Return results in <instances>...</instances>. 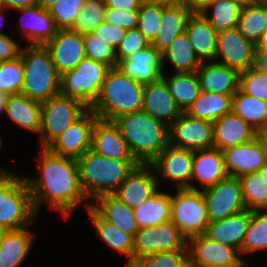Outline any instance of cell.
Instances as JSON below:
<instances>
[{"mask_svg": "<svg viewBox=\"0 0 267 267\" xmlns=\"http://www.w3.org/2000/svg\"><path fill=\"white\" fill-rule=\"evenodd\" d=\"M41 150L37 164L41 176L35 179L25 176L34 209L38 214L40 206L47 202L68 219L72 210L88 199L80 183L77 159L56 155L48 148Z\"/></svg>", "mask_w": 267, "mask_h": 267, "instance_id": "6da1fadb", "label": "cell"}, {"mask_svg": "<svg viewBox=\"0 0 267 267\" xmlns=\"http://www.w3.org/2000/svg\"><path fill=\"white\" fill-rule=\"evenodd\" d=\"M139 164H150L169 144L168 126L143 110L113 120Z\"/></svg>", "mask_w": 267, "mask_h": 267, "instance_id": "7a4b0ae2", "label": "cell"}, {"mask_svg": "<svg viewBox=\"0 0 267 267\" xmlns=\"http://www.w3.org/2000/svg\"><path fill=\"white\" fill-rule=\"evenodd\" d=\"M80 183L87 198L113 194L132 170L136 160L106 158L91 149L77 158Z\"/></svg>", "mask_w": 267, "mask_h": 267, "instance_id": "3957f363", "label": "cell"}, {"mask_svg": "<svg viewBox=\"0 0 267 267\" xmlns=\"http://www.w3.org/2000/svg\"><path fill=\"white\" fill-rule=\"evenodd\" d=\"M144 85L111 68L102 84L100 94L90 107L102 120L113 121L121 115L142 110Z\"/></svg>", "mask_w": 267, "mask_h": 267, "instance_id": "277c9868", "label": "cell"}, {"mask_svg": "<svg viewBox=\"0 0 267 267\" xmlns=\"http://www.w3.org/2000/svg\"><path fill=\"white\" fill-rule=\"evenodd\" d=\"M19 56L24 73L22 95L44 102L60 94V75L45 46L28 45L21 49Z\"/></svg>", "mask_w": 267, "mask_h": 267, "instance_id": "5b68a950", "label": "cell"}, {"mask_svg": "<svg viewBox=\"0 0 267 267\" xmlns=\"http://www.w3.org/2000/svg\"><path fill=\"white\" fill-rule=\"evenodd\" d=\"M37 215L25 176L3 172L0 175V225L7 230L29 227Z\"/></svg>", "mask_w": 267, "mask_h": 267, "instance_id": "8992f818", "label": "cell"}, {"mask_svg": "<svg viewBox=\"0 0 267 267\" xmlns=\"http://www.w3.org/2000/svg\"><path fill=\"white\" fill-rule=\"evenodd\" d=\"M110 69L103 63L85 58L75 69L60 76V94L79 100L90 108L97 100Z\"/></svg>", "mask_w": 267, "mask_h": 267, "instance_id": "52a82bcc", "label": "cell"}, {"mask_svg": "<svg viewBox=\"0 0 267 267\" xmlns=\"http://www.w3.org/2000/svg\"><path fill=\"white\" fill-rule=\"evenodd\" d=\"M171 200V221L188 240L205 233L209 224L207 208L200 189H177Z\"/></svg>", "mask_w": 267, "mask_h": 267, "instance_id": "ba28073f", "label": "cell"}, {"mask_svg": "<svg viewBox=\"0 0 267 267\" xmlns=\"http://www.w3.org/2000/svg\"><path fill=\"white\" fill-rule=\"evenodd\" d=\"M88 109L81 101L61 94L41 102V148H47Z\"/></svg>", "mask_w": 267, "mask_h": 267, "instance_id": "9c48e42d", "label": "cell"}, {"mask_svg": "<svg viewBox=\"0 0 267 267\" xmlns=\"http://www.w3.org/2000/svg\"><path fill=\"white\" fill-rule=\"evenodd\" d=\"M133 241V262L155 253L187 249V239L171 220L153 227L139 228Z\"/></svg>", "mask_w": 267, "mask_h": 267, "instance_id": "30bf717a", "label": "cell"}, {"mask_svg": "<svg viewBox=\"0 0 267 267\" xmlns=\"http://www.w3.org/2000/svg\"><path fill=\"white\" fill-rule=\"evenodd\" d=\"M187 249L190 267H245L247 264L238 257V249L210 240L204 234L188 239Z\"/></svg>", "mask_w": 267, "mask_h": 267, "instance_id": "8fae6325", "label": "cell"}, {"mask_svg": "<svg viewBox=\"0 0 267 267\" xmlns=\"http://www.w3.org/2000/svg\"><path fill=\"white\" fill-rule=\"evenodd\" d=\"M209 223L246 210L239 178L227 176L214 186L201 190Z\"/></svg>", "mask_w": 267, "mask_h": 267, "instance_id": "7c38bea8", "label": "cell"}, {"mask_svg": "<svg viewBox=\"0 0 267 267\" xmlns=\"http://www.w3.org/2000/svg\"><path fill=\"white\" fill-rule=\"evenodd\" d=\"M168 143L190 151L214 148L213 122L183 112L168 125Z\"/></svg>", "mask_w": 267, "mask_h": 267, "instance_id": "4fadbf2b", "label": "cell"}, {"mask_svg": "<svg viewBox=\"0 0 267 267\" xmlns=\"http://www.w3.org/2000/svg\"><path fill=\"white\" fill-rule=\"evenodd\" d=\"M255 44L246 39L237 28L217 32L215 61L239 73L254 66ZM221 57V60L217 59Z\"/></svg>", "mask_w": 267, "mask_h": 267, "instance_id": "5bb4252c", "label": "cell"}, {"mask_svg": "<svg viewBox=\"0 0 267 267\" xmlns=\"http://www.w3.org/2000/svg\"><path fill=\"white\" fill-rule=\"evenodd\" d=\"M98 119L89 108L47 148L56 155L77 159L91 148L92 131Z\"/></svg>", "mask_w": 267, "mask_h": 267, "instance_id": "9a60e30c", "label": "cell"}, {"mask_svg": "<svg viewBox=\"0 0 267 267\" xmlns=\"http://www.w3.org/2000/svg\"><path fill=\"white\" fill-rule=\"evenodd\" d=\"M159 176L168 178L176 189H197L191 183L193 151L168 144L167 147L150 163Z\"/></svg>", "mask_w": 267, "mask_h": 267, "instance_id": "2e32d148", "label": "cell"}, {"mask_svg": "<svg viewBox=\"0 0 267 267\" xmlns=\"http://www.w3.org/2000/svg\"><path fill=\"white\" fill-rule=\"evenodd\" d=\"M44 46L60 76L75 69L86 58L82 34L73 29H59L53 39Z\"/></svg>", "mask_w": 267, "mask_h": 267, "instance_id": "e0dca14e", "label": "cell"}, {"mask_svg": "<svg viewBox=\"0 0 267 267\" xmlns=\"http://www.w3.org/2000/svg\"><path fill=\"white\" fill-rule=\"evenodd\" d=\"M150 168V164H139L113 193L133 210L159 189V179Z\"/></svg>", "mask_w": 267, "mask_h": 267, "instance_id": "ac0fdd59", "label": "cell"}, {"mask_svg": "<svg viewBox=\"0 0 267 267\" xmlns=\"http://www.w3.org/2000/svg\"><path fill=\"white\" fill-rule=\"evenodd\" d=\"M142 110L167 126L183 113L162 77L144 85Z\"/></svg>", "mask_w": 267, "mask_h": 267, "instance_id": "d6986e66", "label": "cell"}, {"mask_svg": "<svg viewBox=\"0 0 267 267\" xmlns=\"http://www.w3.org/2000/svg\"><path fill=\"white\" fill-rule=\"evenodd\" d=\"M90 149L106 158L135 160L113 121L98 119L95 122Z\"/></svg>", "mask_w": 267, "mask_h": 267, "instance_id": "ffe728a7", "label": "cell"}, {"mask_svg": "<svg viewBox=\"0 0 267 267\" xmlns=\"http://www.w3.org/2000/svg\"><path fill=\"white\" fill-rule=\"evenodd\" d=\"M117 68L135 81L145 85L162 77V54L152 45L121 60Z\"/></svg>", "mask_w": 267, "mask_h": 267, "instance_id": "44dd1931", "label": "cell"}, {"mask_svg": "<svg viewBox=\"0 0 267 267\" xmlns=\"http://www.w3.org/2000/svg\"><path fill=\"white\" fill-rule=\"evenodd\" d=\"M224 166L228 176L239 178L257 172L266 164L262 150L256 140H252L222 150Z\"/></svg>", "mask_w": 267, "mask_h": 267, "instance_id": "7402d4cb", "label": "cell"}, {"mask_svg": "<svg viewBox=\"0 0 267 267\" xmlns=\"http://www.w3.org/2000/svg\"><path fill=\"white\" fill-rule=\"evenodd\" d=\"M239 72L217 61L202 62L196 70L201 91L234 95L239 89Z\"/></svg>", "mask_w": 267, "mask_h": 267, "instance_id": "603a6c76", "label": "cell"}, {"mask_svg": "<svg viewBox=\"0 0 267 267\" xmlns=\"http://www.w3.org/2000/svg\"><path fill=\"white\" fill-rule=\"evenodd\" d=\"M22 12V36L31 41L28 45H42L53 39L59 30L49 10L38 5L16 9ZM25 21V22H24Z\"/></svg>", "mask_w": 267, "mask_h": 267, "instance_id": "cb8c5ba5", "label": "cell"}, {"mask_svg": "<svg viewBox=\"0 0 267 267\" xmlns=\"http://www.w3.org/2000/svg\"><path fill=\"white\" fill-rule=\"evenodd\" d=\"M227 176L221 150L211 148L193 151L191 182L198 181L201 190L214 186Z\"/></svg>", "mask_w": 267, "mask_h": 267, "instance_id": "d4e9b609", "label": "cell"}, {"mask_svg": "<svg viewBox=\"0 0 267 267\" xmlns=\"http://www.w3.org/2000/svg\"><path fill=\"white\" fill-rule=\"evenodd\" d=\"M256 130L232 111L213 122L214 148L225 150L255 138Z\"/></svg>", "mask_w": 267, "mask_h": 267, "instance_id": "484cf974", "label": "cell"}, {"mask_svg": "<svg viewBox=\"0 0 267 267\" xmlns=\"http://www.w3.org/2000/svg\"><path fill=\"white\" fill-rule=\"evenodd\" d=\"M250 217L251 211L246 209L225 219L211 222L208 224L204 235L210 240L232 246L240 251Z\"/></svg>", "mask_w": 267, "mask_h": 267, "instance_id": "4316f807", "label": "cell"}, {"mask_svg": "<svg viewBox=\"0 0 267 267\" xmlns=\"http://www.w3.org/2000/svg\"><path fill=\"white\" fill-rule=\"evenodd\" d=\"M185 33L201 62L215 60L217 32L202 13H191Z\"/></svg>", "mask_w": 267, "mask_h": 267, "instance_id": "83f0119b", "label": "cell"}, {"mask_svg": "<svg viewBox=\"0 0 267 267\" xmlns=\"http://www.w3.org/2000/svg\"><path fill=\"white\" fill-rule=\"evenodd\" d=\"M91 207L106 221L114 224L123 232L135 236L139 227L133 209L122 203L114 194L99 195Z\"/></svg>", "mask_w": 267, "mask_h": 267, "instance_id": "f1b7e54d", "label": "cell"}, {"mask_svg": "<svg viewBox=\"0 0 267 267\" xmlns=\"http://www.w3.org/2000/svg\"><path fill=\"white\" fill-rule=\"evenodd\" d=\"M191 13L185 5H162L160 30L151 45L162 54L178 35L185 32Z\"/></svg>", "mask_w": 267, "mask_h": 267, "instance_id": "f546056e", "label": "cell"}, {"mask_svg": "<svg viewBox=\"0 0 267 267\" xmlns=\"http://www.w3.org/2000/svg\"><path fill=\"white\" fill-rule=\"evenodd\" d=\"M89 213V217L96 229V235H99L104 243L111 247L114 251H118L120 254L126 255V265L133 263L134 241L133 236L123 232L120 228L114 224L104 220L92 207L91 204L85 205Z\"/></svg>", "mask_w": 267, "mask_h": 267, "instance_id": "4dcf8cb0", "label": "cell"}, {"mask_svg": "<svg viewBox=\"0 0 267 267\" xmlns=\"http://www.w3.org/2000/svg\"><path fill=\"white\" fill-rule=\"evenodd\" d=\"M29 227L8 230L0 243V267H18L25 260L34 241Z\"/></svg>", "mask_w": 267, "mask_h": 267, "instance_id": "1f68e13d", "label": "cell"}, {"mask_svg": "<svg viewBox=\"0 0 267 267\" xmlns=\"http://www.w3.org/2000/svg\"><path fill=\"white\" fill-rule=\"evenodd\" d=\"M5 113L19 127L39 134L41 129V102L32 100L22 94L9 95Z\"/></svg>", "mask_w": 267, "mask_h": 267, "instance_id": "d6a6232c", "label": "cell"}, {"mask_svg": "<svg viewBox=\"0 0 267 267\" xmlns=\"http://www.w3.org/2000/svg\"><path fill=\"white\" fill-rule=\"evenodd\" d=\"M133 211L139 228L168 222L171 220L170 194L158 190Z\"/></svg>", "mask_w": 267, "mask_h": 267, "instance_id": "836d02e7", "label": "cell"}, {"mask_svg": "<svg viewBox=\"0 0 267 267\" xmlns=\"http://www.w3.org/2000/svg\"><path fill=\"white\" fill-rule=\"evenodd\" d=\"M232 96L201 91L185 113L194 118L214 122L231 112Z\"/></svg>", "mask_w": 267, "mask_h": 267, "instance_id": "e575fe53", "label": "cell"}, {"mask_svg": "<svg viewBox=\"0 0 267 267\" xmlns=\"http://www.w3.org/2000/svg\"><path fill=\"white\" fill-rule=\"evenodd\" d=\"M231 111L256 131L267 129V101L257 99L238 89L232 96Z\"/></svg>", "mask_w": 267, "mask_h": 267, "instance_id": "d590c367", "label": "cell"}, {"mask_svg": "<svg viewBox=\"0 0 267 267\" xmlns=\"http://www.w3.org/2000/svg\"><path fill=\"white\" fill-rule=\"evenodd\" d=\"M165 59L173 65L175 73L196 72L202 63L194 48L184 32L178 35L169 45L167 50L162 53V68L164 70Z\"/></svg>", "mask_w": 267, "mask_h": 267, "instance_id": "8d00e7d4", "label": "cell"}, {"mask_svg": "<svg viewBox=\"0 0 267 267\" xmlns=\"http://www.w3.org/2000/svg\"><path fill=\"white\" fill-rule=\"evenodd\" d=\"M162 78L167 83L170 93L182 112H186L201 93L196 72H174L170 78H165L162 74Z\"/></svg>", "mask_w": 267, "mask_h": 267, "instance_id": "74e56055", "label": "cell"}, {"mask_svg": "<svg viewBox=\"0 0 267 267\" xmlns=\"http://www.w3.org/2000/svg\"><path fill=\"white\" fill-rule=\"evenodd\" d=\"M237 29L249 41L256 44L267 29V4H248L242 7Z\"/></svg>", "mask_w": 267, "mask_h": 267, "instance_id": "f35d334b", "label": "cell"}, {"mask_svg": "<svg viewBox=\"0 0 267 267\" xmlns=\"http://www.w3.org/2000/svg\"><path fill=\"white\" fill-rule=\"evenodd\" d=\"M212 8V13L208 16V10ZM242 6L230 0H213L202 12L204 17L216 32L237 28L238 18Z\"/></svg>", "mask_w": 267, "mask_h": 267, "instance_id": "ab89813d", "label": "cell"}, {"mask_svg": "<svg viewBox=\"0 0 267 267\" xmlns=\"http://www.w3.org/2000/svg\"><path fill=\"white\" fill-rule=\"evenodd\" d=\"M267 248V210L251 211L240 254L255 253Z\"/></svg>", "mask_w": 267, "mask_h": 267, "instance_id": "60d3db41", "label": "cell"}, {"mask_svg": "<svg viewBox=\"0 0 267 267\" xmlns=\"http://www.w3.org/2000/svg\"><path fill=\"white\" fill-rule=\"evenodd\" d=\"M247 210H267V186L257 172L239 177Z\"/></svg>", "mask_w": 267, "mask_h": 267, "instance_id": "b9f144b4", "label": "cell"}, {"mask_svg": "<svg viewBox=\"0 0 267 267\" xmlns=\"http://www.w3.org/2000/svg\"><path fill=\"white\" fill-rule=\"evenodd\" d=\"M106 8L104 0H85L72 29L81 34L92 32L104 22Z\"/></svg>", "mask_w": 267, "mask_h": 267, "instance_id": "7bdbcfd3", "label": "cell"}, {"mask_svg": "<svg viewBox=\"0 0 267 267\" xmlns=\"http://www.w3.org/2000/svg\"><path fill=\"white\" fill-rule=\"evenodd\" d=\"M162 18V4L144 0L138 9L137 29L152 43L159 33Z\"/></svg>", "mask_w": 267, "mask_h": 267, "instance_id": "ee69618b", "label": "cell"}, {"mask_svg": "<svg viewBox=\"0 0 267 267\" xmlns=\"http://www.w3.org/2000/svg\"><path fill=\"white\" fill-rule=\"evenodd\" d=\"M82 37L86 58L103 63L110 68L117 67L116 51L108 43L92 32L83 33Z\"/></svg>", "mask_w": 267, "mask_h": 267, "instance_id": "f6af8a7d", "label": "cell"}, {"mask_svg": "<svg viewBox=\"0 0 267 267\" xmlns=\"http://www.w3.org/2000/svg\"><path fill=\"white\" fill-rule=\"evenodd\" d=\"M132 267H190L188 249L160 252L137 258Z\"/></svg>", "mask_w": 267, "mask_h": 267, "instance_id": "bcb514c9", "label": "cell"}, {"mask_svg": "<svg viewBox=\"0 0 267 267\" xmlns=\"http://www.w3.org/2000/svg\"><path fill=\"white\" fill-rule=\"evenodd\" d=\"M24 73L19 57L0 63V91L8 95L21 94Z\"/></svg>", "mask_w": 267, "mask_h": 267, "instance_id": "7dc6e473", "label": "cell"}, {"mask_svg": "<svg viewBox=\"0 0 267 267\" xmlns=\"http://www.w3.org/2000/svg\"><path fill=\"white\" fill-rule=\"evenodd\" d=\"M85 0H56L49 12L58 29H72Z\"/></svg>", "mask_w": 267, "mask_h": 267, "instance_id": "c3c4849f", "label": "cell"}, {"mask_svg": "<svg viewBox=\"0 0 267 267\" xmlns=\"http://www.w3.org/2000/svg\"><path fill=\"white\" fill-rule=\"evenodd\" d=\"M239 89L257 99L267 101V75L254 67L240 72Z\"/></svg>", "mask_w": 267, "mask_h": 267, "instance_id": "681fc988", "label": "cell"}, {"mask_svg": "<svg viewBox=\"0 0 267 267\" xmlns=\"http://www.w3.org/2000/svg\"><path fill=\"white\" fill-rule=\"evenodd\" d=\"M151 43L139 31V29H130L125 33L124 39L121 41L116 50L117 64L124 59L130 58L137 51L143 50L150 46Z\"/></svg>", "mask_w": 267, "mask_h": 267, "instance_id": "f907efd6", "label": "cell"}, {"mask_svg": "<svg viewBox=\"0 0 267 267\" xmlns=\"http://www.w3.org/2000/svg\"><path fill=\"white\" fill-rule=\"evenodd\" d=\"M104 22L118 25L126 30L136 29L138 10H117L107 7Z\"/></svg>", "mask_w": 267, "mask_h": 267, "instance_id": "816d5d0a", "label": "cell"}, {"mask_svg": "<svg viewBox=\"0 0 267 267\" xmlns=\"http://www.w3.org/2000/svg\"><path fill=\"white\" fill-rule=\"evenodd\" d=\"M126 31V29L118 25L103 22L92 33L98 38L103 39L116 51L124 39Z\"/></svg>", "mask_w": 267, "mask_h": 267, "instance_id": "f5cc1de1", "label": "cell"}, {"mask_svg": "<svg viewBox=\"0 0 267 267\" xmlns=\"http://www.w3.org/2000/svg\"><path fill=\"white\" fill-rule=\"evenodd\" d=\"M21 47L6 34L0 35V63L19 57Z\"/></svg>", "mask_w": 267, "mask_h": 267, "instance_id": "db71d44e", "label": "cell"}, {"mask_svg": "<svg viewBox=\"0 0 267 267\" xmlns=\"http://www.w3.org/2000/svg\"><path fill=\"white\" fill-rule=\"evenodd\" d=\"M144 0H104L106 7L117 10H138Z\"/></svg>", "mask_w": 267, "mask_h": 267, "instance_id": "11a10c76", "label": "cell"}, {"mask_svg": "<svg viewBox=\"0 0 267 267\" xmlns=\"http://www.w3.org/2000/svg\"><path fill=\"white\" fill-rule=\"evenodd\" d=\"M39 0H0V6L6 9H19L38 5Z\"/></svg>", "mask_w": 267, "mask_h": 267, "instance_id": "9f6ffc18", "label": "cell"}, {"mask_svg": "<svg viewBox=\"0 0 267 267\" xmlns=\"http://www.w3.org/2000/svg\"><path fill=\"white\" fill-rule=\"evenodd\" d=\"M253 67L267 75V50H255Z\"/></svg>", "mask_w": 267, "mask_h": 267, "instance_id": "6f0895ef", "label": "cell"}, {"mask_svg": "<svg viewBox=\"0 0 267 267\" xmlns=\"http://www.w3.org/2000/svg\"><path fill=\"white\" fill-rule=\"evenodd\" d=\"M213 0H185L184 5L192 13H202Z\"/></svg>", "mask_w": 267, "mask_h": 267, "instance_id": "680465c9", "label": "cell"}, {"mask_svg": "<svg viewBox=\"0 0 267 267\" xmlns=\"http://www.w3.org/2000/svg\"><path fill=\"white\" fill-rule=\"evenodd\" d=\"M255 138L262 150L266 164H267V130H258L255 133Z\"/></svg>", "mask_w": 267, "mask_h": 267, "instance_id": "91938a15", "label": "cell"}, {"mask_svg": "<svg viewBox=\"0 0 267 267\" xmlns=\"http://www.w3.org/2000/svg\"><path fill=\"white\" fill-rule=\"evenodd\" d=\"M255 50H267V29L261 35L259 41L255 44Z\"/></svg>", "mask_w": 267, "mask_h": 267, "instance_id": "94428289", "label": "cell"}, {"mask_svg": "<svg viewBox=\"0 0 267 267\" xmlns=\"http://www.w3.org/2000/svg\"><path fill=\"white\" fill-rule=\"evenodd\" d=\"M153 3H159L165 6L168 5H184L185 0H147Z\"/></svg>", "mask_w": 267, "mask_h": 267, "instance_id": "6125c7cd", "label": "cell"}, {"mask_svg": "<svg viewBox=\"0 0 267 267\" xmlns=\"http://www.w3.org/2000/svg\"><path fill=\"white\" fill-rule=\"evenodd\" d=\"M8 94L3 91H0V115L5 113V107L8 99Z\"/></svg>", "mask_w": 267, "mask_h": 267, "instance_id": "be15d7a7", "label": "cell"}, {"mask_svg": "<svg viewBox=\"0 0 267 267\" xmlns=\"http://www.w3.org/2000/svg\"><path fill=\"white\" fill-rule=\"evenodd\" d=\"M55 2L56 0H39L38 6H40L45 10H49L54 5Z\"/></svg>", "mask_w": 267, "mask_h": 267, "instance_id": "e7e4bbea", "label": "cell"}, {"mask_svg": "<svg viewBox=\"0 0 267 267\" xmlns=\"http://www.w3.org/2000/svg\"><path fill=\"white\" fill-rule=\"evenodd\" d=\"M257 173L260 175V177L263 179L267 186V164L263 165Z\"/></svg>", "mask_w": 267, "mask_h": 267, "instance_id": "03108f58", "label": "cell"}, {"mask_svg": "<svg viewBox=\"0 0 267 267\" xmlns=\"http://www.w3.org/2000/svg\"><path fill=\"white\" fill-rule=\"evenodd\" d=\"M230 1L241 5L242 7H245L249 4V0H230Z\"/></svg>", "mask_w": 267, "mask_h": 267, "instance_id": "003e7915", "label": "cell"}, {"mask_svg": "<svg viewBox=\"0 0 267 267\" xmlns=\"http://www.w3.org/2000/svg\"><path fill=\"white\" fill-rule=\"evenodd\" d=\"M5 10H8V9H6L5 7H1L0 6V23L3 21L2 19L5 17V13H6V11ZM3 25V24H2ZM1 34H4V33H2L1 31H0V35Z\"/></svg>", "mask_w": 267, "mask_h": 267, "instance_id": "a7ac6f4b", "label": "cell"}, {"mask_svg": "<svg viewBox=\"0 0 267 267\" xmlns=\"http://www.w3.org/2000/svg\"><path fill=\"white\" fill-rule=\"evenodd\" d=\"M7 231H8V230H7L4 226L0 225V243H1V241H2V239H3V237H4V235H5V233H6Z\"/></svg>", "mask_w": 267, "mask_h": 267, "instance_id": "89a4df30", "label": "cell"}, {"mask_svg": "<svg viewBox=\"0 0 267 267\" xmlns=\"http://www.w3.org/2000/svg\"><path fill=\"white\" fill-rule=\"evenodd\" d=\"M267 4V0H249V4Z\"/></svg>", "mask_w": 267, "mask_h": 267, "instance_id": "2644e50d", "label": "cell"}, {"mask_svg": "<svg viewBox=\"0 0 267 267\" xmlns=\"http://www.w3.org/2000/svg\"><path fill=\"white\" fill-rule=\"evenodd\" d=\"M5 171H7L6 169H1L0 168V175L3 173V172H5Z\"/></svg>", "mask_w": 267, "mask_h": 267, "instance_id": "8c879c8a", "label": "cell"}, {"mask_svg": "<svg viewBox=\"0 0 267 267\" xmlns=\"http://www.w3.org/2000/svg\"><path fill=\"white\" fill-rule=\"evenodd\" d=\"M2 140L0 139V150H1V148H2Z\"/></svg>", "mask_w": 267, "mask_h": 267, "instance_id": "753ad0ef", "label": "cell"}]
</instances>
